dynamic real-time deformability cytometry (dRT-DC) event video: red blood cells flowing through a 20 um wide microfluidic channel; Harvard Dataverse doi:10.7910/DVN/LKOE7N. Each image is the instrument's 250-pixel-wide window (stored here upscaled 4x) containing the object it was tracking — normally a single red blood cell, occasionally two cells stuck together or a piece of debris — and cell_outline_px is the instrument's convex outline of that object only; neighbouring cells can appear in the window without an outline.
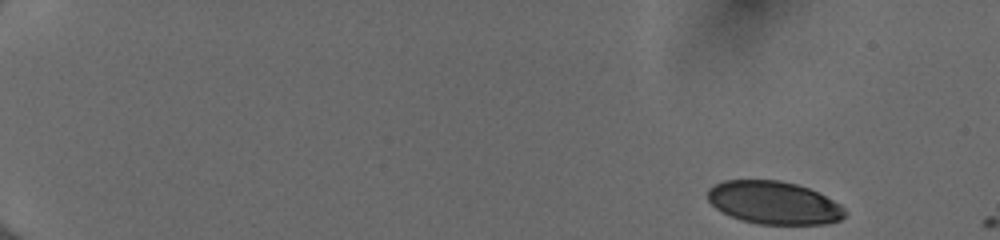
{"species": "human", "species_latin": "Homo sapiens", "temperature_condition": "cold", "stored_images_in_passage": 49, "camera_frame_rate_fps": 3000, "um_per_image_px": 0.085, "donor": {"sex": "female"}, "frame": {"image": 1, "passage_image": 1, "time_ms": 0.0, "image_size_px": [1000, 240], "cell_outline_px": [[848, 212], [840, 220], [824, 224], [756, 224], [740, 220], [716, 208], [708, 200], [708, 188], [724, 180], [780, 180], [796, 184], [808, 188], [840, 204]], "centroid_in_image_um": [65.78, 17.23], "position_along_channel_um": 19.2, "area_um2": 34.16}}
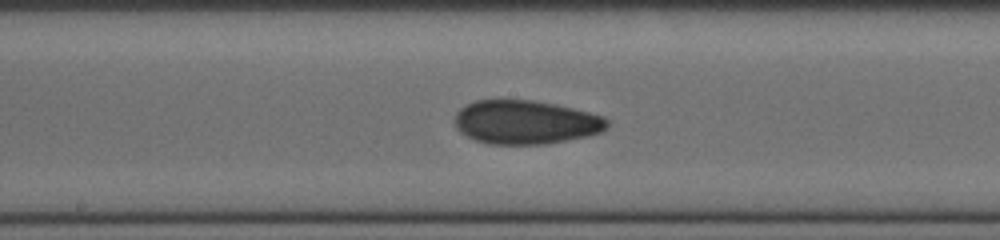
{"frame": {"image": 2, "passage_image": 27, "time_ms": 8.667, "image_size_px": [1000, 240], "cell_outline_px": [[608, 128], [600, 132], [588, 136], [548, 144], [488, 144], [476, 140], [460, 132], [456, 128], [456, 112], [460, 108], [476, 100], [532, 100], [572, 108], [604, 116], [608, 120]], "centroid_in_image_um": [44.69, 10.4], "position_along_channel_um": 203.5, "area_um2": 38.78}}
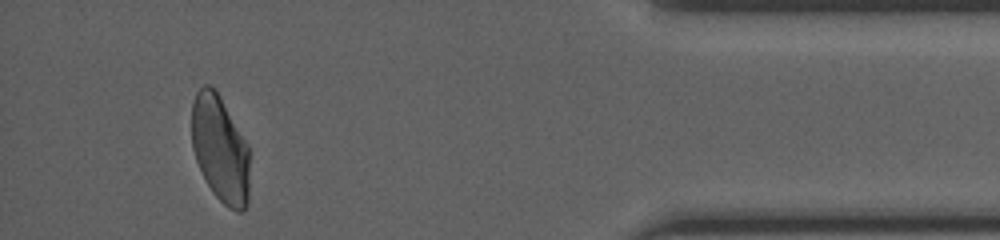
{"frame": {"image": 3, "passage_image": 46, "time_ms": 15.0, "image_size_px": [1000, 240], "cell_outline_px": [[248, 204], [244, 212], [236, 212], [228, 208], [212, 192], [196, 160], [192, 148], [192, 100], [196, 92], [204, 84], [208, 84], [216, 88], [248, 148]], "centroid_in_image_um": [18.69, 12.67], "position_along_channel_um": 416.5, "area_um2": 35.78}, "authors_computed_cell_mechanics": {"area_um2": 37.57, "velocity_mm_per_s": 4.0285, "shape_relaxation_time_tau1_ms": 10.9416, "shape_relaxation_time_tau2_ms": 1.7678, "deformation_change_tau1": 0.2273, "deformation_change_tau2": 0.0592}}